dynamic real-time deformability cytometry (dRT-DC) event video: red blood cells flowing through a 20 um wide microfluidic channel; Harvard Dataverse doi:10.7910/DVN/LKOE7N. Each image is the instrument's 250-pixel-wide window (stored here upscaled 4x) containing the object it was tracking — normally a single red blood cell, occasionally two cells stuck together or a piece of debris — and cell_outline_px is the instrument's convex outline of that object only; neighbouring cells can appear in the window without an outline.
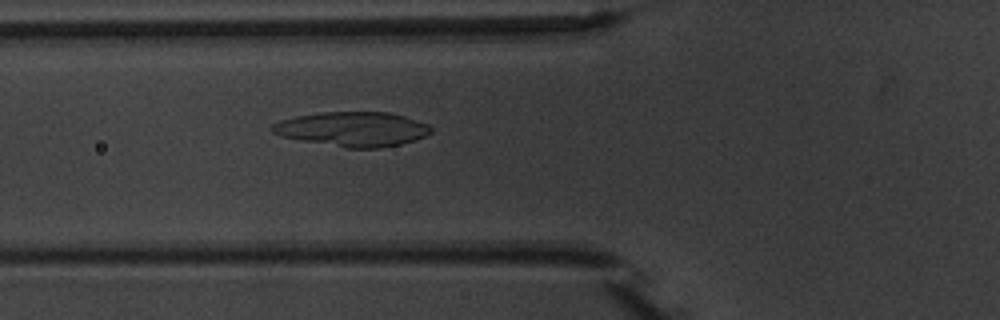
{"species": "common noctule bat (a hibernating species)", "species_latin": "Nyctalus noctula", "temperature_condition": "warm", "stored_images_in_passage": 7, "camera_frame_rate_fps": 3000, "um_per_image_px": 0.085, "animal": {"sex": "male", "body_mass_g": 20.1, "forearm_length_mm": 53.5}, "frame": {"image": 1, "passage_image": 7, "time_ms": 7.0, "image_size_px": [1000, 320], "cell_outline_px": [[432, 132], [424, 136], [400, 144], [380, 148], [348, 148], [280, 136], [272, 132], [272, 124], [280, 120], [296, 116], [320, 112], [388, 112], [404, 116], [428, 124], [432, 128]], "centroid_in_image_um": [29.97, 10.96], "position_along_channel_um": 95.8, "area_um2": 31.73}}